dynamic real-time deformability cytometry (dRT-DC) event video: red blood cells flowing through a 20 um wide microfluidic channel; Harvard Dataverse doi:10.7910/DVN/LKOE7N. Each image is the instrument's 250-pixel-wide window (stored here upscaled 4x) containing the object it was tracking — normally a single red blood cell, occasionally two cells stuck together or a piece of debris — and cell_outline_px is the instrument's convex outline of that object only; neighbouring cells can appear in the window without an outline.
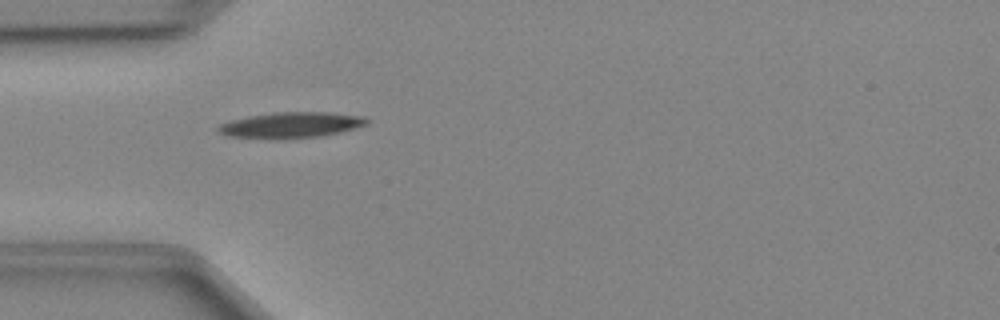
{"species": "Egyptian fruit bat (a non-hibernating species)", "species_latin": "Rousettus aegyptiacus", "temperature_condition": "cold", "stored_images_in_passage": 35, "camera_frame_rate_fps": 3000, "um_per_image_px": 0.085, "animal": {"sex": "female"}, "frame": {"image": 1, "passage_image": 1, "time_ms": 0.0, "image_size_px": [1000, 320], "cell_outline_px": [[368, 124], [356, 128], [340, 132], [320, 136], [280, 140], [272, 140], [224, 136], [216, 128], [220, 124], [232, 120], [248, 116], [272, 112], [328, 112], [364, 116], [368, 120]], "centroid_in_image_um": [24.71, 10.64], "position_along_channel_um": 60.3, "area_um2": 22.77}}
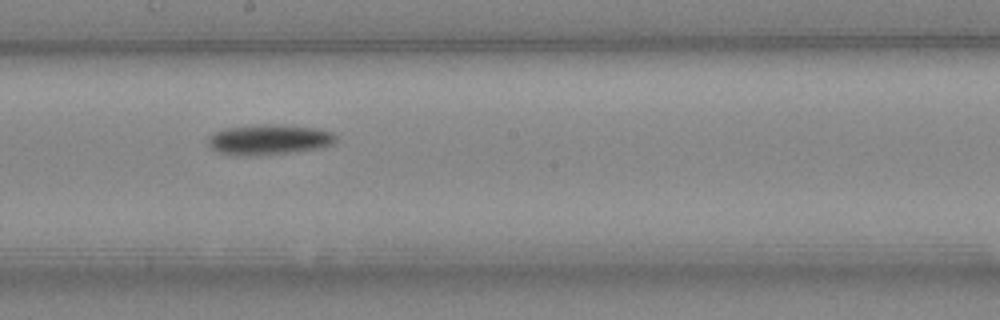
{"frame": {"image": 2, "passage_image": 13, "time_ms": 4.0, "image_size_px": [1000, 320], "cell_outline_px": [[336, 140], [332, 144], [324, 148], [288, 152], [216, 152], [208, 144], [208, 136], [224, 128], [256, 124], [276, 124], [316, 128], [332, 132], [336, 136]], "centroid_in_image_um": [22.94, 11.8], "position_along_channel_um": 225.3, "area_um2": 21.56}}
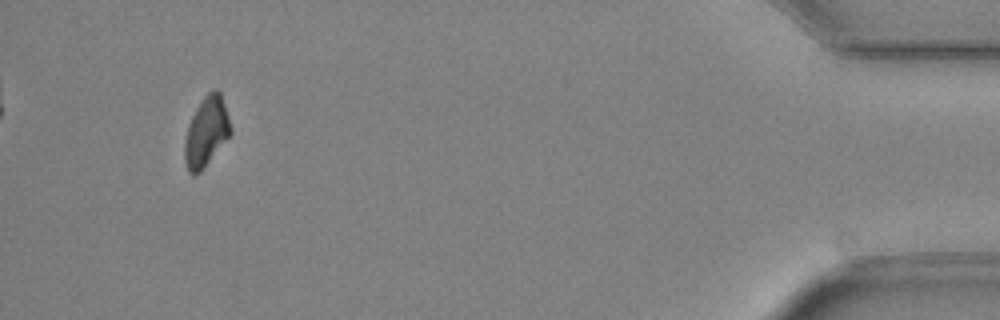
{"frame": {"image": 3, "passage_image": 32, "time_ms": 10.333, "image_size_px": [1000, 320], "cell_outline_px": [[232, 132], [200, 172], [192, 176], [188, 172], [184, 160], [184, 140], [188, 124], [196, 108], [204, 96], [208, 92], [216, 88], [220, 92], [232, 128]], "centroid_in_image_um": [17.51, 11.21], "position_along_channel_um": 417.7, "area_um2": 18.55}}